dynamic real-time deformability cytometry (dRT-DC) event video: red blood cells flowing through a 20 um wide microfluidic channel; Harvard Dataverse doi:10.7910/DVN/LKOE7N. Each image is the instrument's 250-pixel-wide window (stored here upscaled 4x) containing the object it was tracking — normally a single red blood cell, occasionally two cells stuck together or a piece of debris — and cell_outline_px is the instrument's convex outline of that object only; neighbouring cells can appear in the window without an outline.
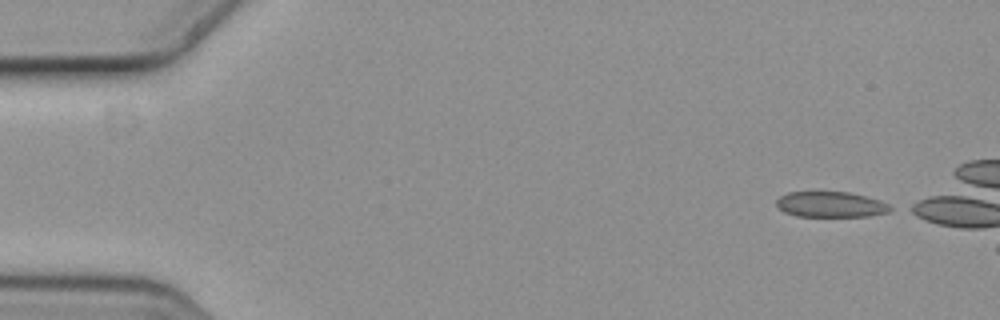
{"species": "common noctule bat (a hibernating species)", "species_latin": "Nyctalus noctula", "temperature_condition": "cold", "stored_images_in_passage": 5, "camera_frame_rate_fps": 3000, "um_per_image_px": 0.085, "animal": {"sex": "female", "body_mass_g": 19.3, "forearm_length_mm": 54.1}, "frame": {"image": 1, "passage_image": 1, "time_ms": 0.0, "image_size_px": [1000, 320], "cell_outline_px": [[896, 208], [888, 212], [868, 216], [796, 216], [784, 212], [776, 204], [776, 200], [780, 196], [788, 192], [848, 192], [880, 200]], "centroid_in_image_um": [70.63, 17.38], "position_along_channel_um": 14.4, "area_um2": 16.94}}